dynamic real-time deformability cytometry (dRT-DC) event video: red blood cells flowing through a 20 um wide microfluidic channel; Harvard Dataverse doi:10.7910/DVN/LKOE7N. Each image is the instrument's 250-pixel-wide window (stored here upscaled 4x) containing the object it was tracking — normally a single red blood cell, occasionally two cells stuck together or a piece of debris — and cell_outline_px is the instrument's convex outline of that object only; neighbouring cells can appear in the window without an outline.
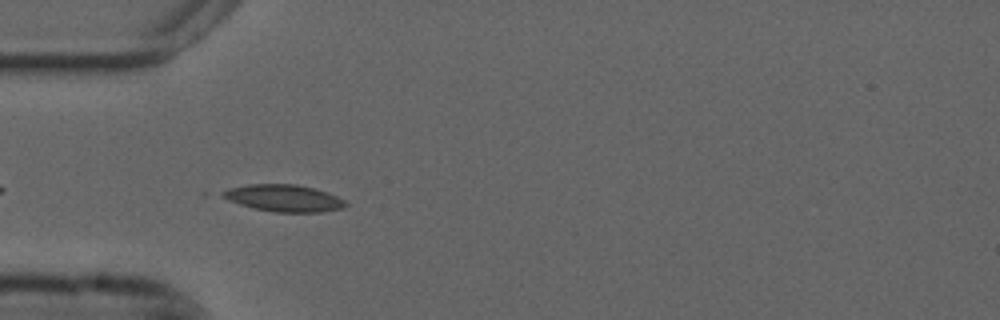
{"species": "common noctule bat (a hibernating species)", "species_latin": "Nyctalus noctula", "temperature_condition": "cold", "stored_images_in_passage": 41, "camera_frame_rate_fps": 3000, "um_per_image_px": 0.085, "animal": {"sex": "male", "forearm_length_mm": 52.5}, "frame": {"image": 1, "passage_image": 4, "time_ms": 1.0, "image_size_px": [1000, 320], "cell_outline_px": [[348, 204], [344, 208], [320, 212], [276, 212], [256, 208], [240, 204], [228, 200], [220, 196], [220, 192], [228, 188], [248, 184], [296, 184], [328, 192], [344, 200]], "centroid_in_image_um": [24.11, 16.83], "position_along_channel_um": 60.9, "area_um2": 19.25}}
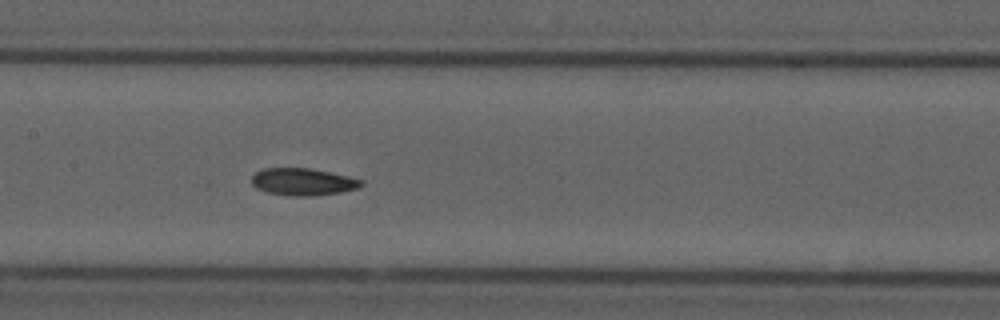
{"frame": {"image": 2, "passage_image": 14, "time_ms": 4.333, "image_size_px": [1000, 320], "cell_outline_px": [[364, 184], [356, 188], [340, 192], [316, 196], [288, 196], [268, 192], [256, 188], [252, 184], [252, 176], [256, 172], [264, 168], [308, 168], [348, 176], [364, 180]], "centroid_in_image_um": [25.74, 15.46], "position_along_channel_um": 181.7, "area_um2": 17.34}}
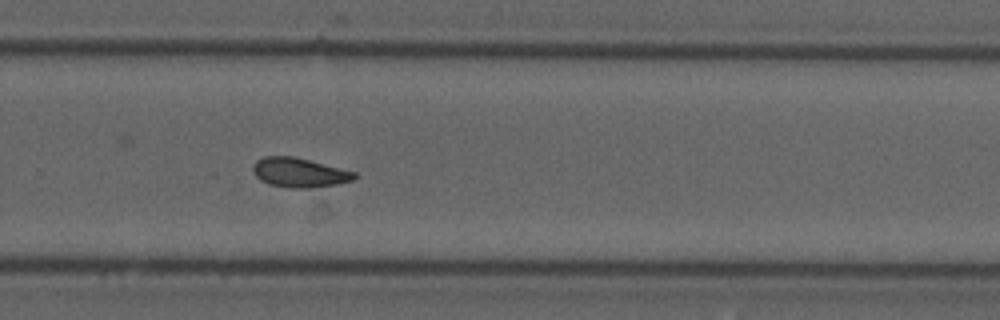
{"frame": {"image": 3, "passage_image": 24, "time_ms": 7.667, "image_size_px": [1000, 320], "cell_outline_px": [[360, 176], [352, 180], [336, 184], [312, 188], [292, 188], [268, 184], [260, 180], [252, 172], [252, 168], [256, 160], [264, 156], [292, 156], [356, 172]], "centroid_in_image_um": [25.43, 14.67], "position_along_channel_um": 304.4, "area_um2": 17.4}, "authors_computed_cell_mechanics": {"area_um2": 17.5134, "velocity_mm_per_s": 3.6967, "shape_relaxation_time_tau1_ms": 8.9462, "shape_relaxation_time_tau2_ms": 4.6294, "deformation_change_tau1": 0.149, "deformation_change_tau2": 0.0953}}